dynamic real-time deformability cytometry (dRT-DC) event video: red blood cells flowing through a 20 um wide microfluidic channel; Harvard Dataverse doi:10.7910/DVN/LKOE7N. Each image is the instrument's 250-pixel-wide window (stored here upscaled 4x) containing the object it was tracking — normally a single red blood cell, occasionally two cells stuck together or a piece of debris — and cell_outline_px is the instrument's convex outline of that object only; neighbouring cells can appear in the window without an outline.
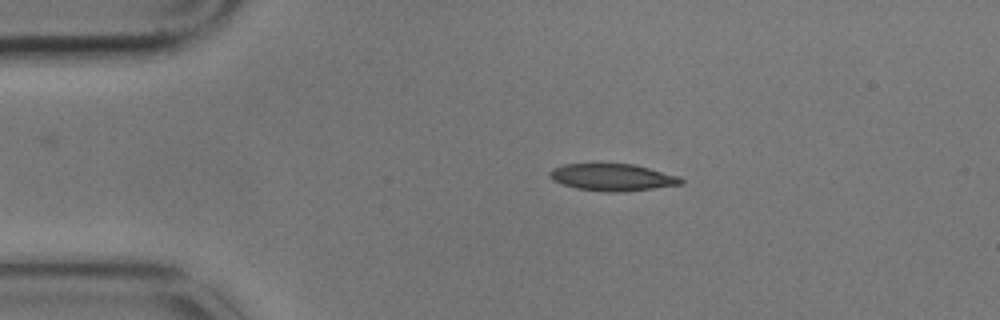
{"species": "common noctule bat (a hibernating species)", "species_latin": "Nyctalus noctula", "temperature_condition": "cold", "stored_images_in_passage": 3, "camera_frame_rate_fps": 3000, "um_per_image_px": 0.085, "animal": {"sex": "male", "body_mass_g": 17.9}, "frame": {"image": 1, "passage_image": 1, "time_ms": 0.0, "image_size_px": [1000, 320], "cell_outline_px": [[684, 180], [680, 184], [624, 192], [604, 192], [576, 188], [552, 180], [548, 176], [548, 172], [552, 168], [564, 164], [632, 164], [680, 176]], "centroid_in_image_um": [52.02, 15.07], "position_along_channel_um": 33.0, "area_um2": 20.58}}
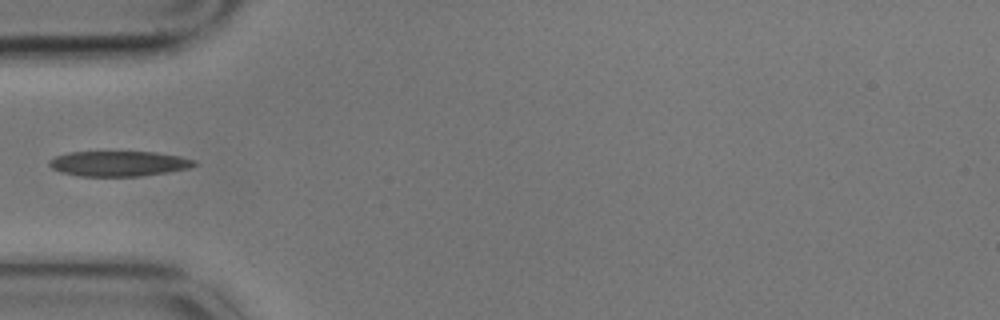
{"frame": {"image": 2, "passage_image": 3, "time_ms": 0.667, "image_size_px": [1000, 320], "cell_outline_px": [[196, 164], [188, 168], [168, 172], [140, 176], [80, 176], [60, 172], [52, 168], [48, 164], [48, 160], [56, 156], [68, 152], [152, 152], [180, 156], [196, 160]], "centroid_in_image_um": [10.07, 13.9], "position_along_channel_um": 74.9, "area_um2": 21.27}}